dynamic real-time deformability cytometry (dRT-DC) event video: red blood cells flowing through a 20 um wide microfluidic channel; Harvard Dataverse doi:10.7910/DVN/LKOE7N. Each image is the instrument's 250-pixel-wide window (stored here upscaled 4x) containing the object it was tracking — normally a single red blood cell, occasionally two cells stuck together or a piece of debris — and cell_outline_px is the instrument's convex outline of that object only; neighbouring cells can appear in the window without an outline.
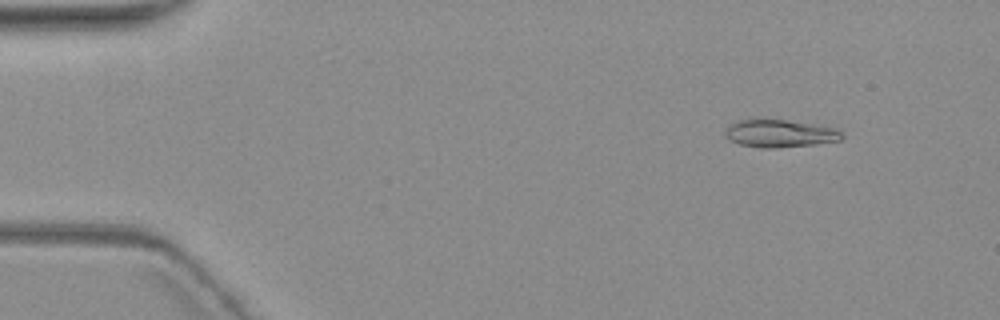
{"species": "common noctule bat (a hibernating species)", "species_latin": "Nyctalus noctula", "temperature_condition": "warm", "stored_images_in_passage": 4, "camera_frame_rate_fps": 3000, "um_per_image_px": 0.085, "animal": {"sex": "female", "body_mass_g": 19.3, "forearm_length_mm": 54.1}, "frame": {"image": 1, "passage_image": 2, "time_ms": 1.0, "image_size_px": [1000, 320], "cell_outline_px": [[844, 136], [840, 140], [816, 144], [776, 148], [760, 148], [740, 144], [732, 140], [724, 132], [736, 120], [756, 116], [764, 116], [836, 128], [844, 132]], "centroid_in_image_um": [66.29, 11.3], "position_along_channel_um": 18.7, "area_um2": 19.42}}